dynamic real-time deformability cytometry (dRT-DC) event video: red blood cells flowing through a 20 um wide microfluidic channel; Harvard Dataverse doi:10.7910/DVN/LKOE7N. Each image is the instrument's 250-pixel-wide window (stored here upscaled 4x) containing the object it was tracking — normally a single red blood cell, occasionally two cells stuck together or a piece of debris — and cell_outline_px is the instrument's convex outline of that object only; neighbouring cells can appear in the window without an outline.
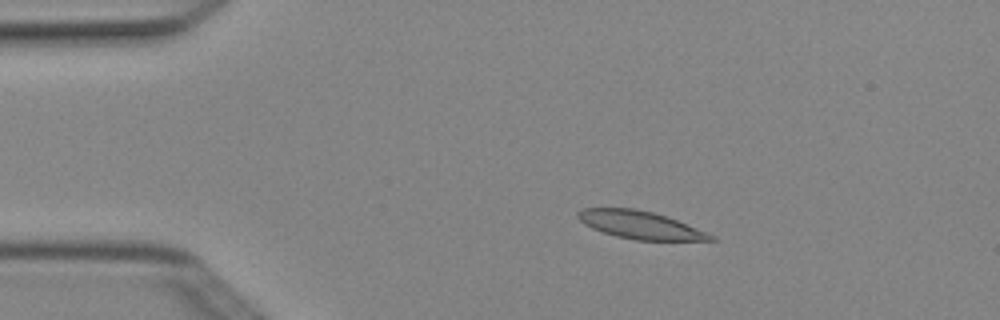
{"species": "Egyptian fruit bat (a non-hibernating species)", "species_latin": "Rousettus aegyptiacus", "temperature_condition": "cold", "stored_images_in_passage": 6, "camera_frame_rate_fps": 3000, "um_per_image_px": 0.085, "animal": {"sex": "female"}, "frame": {"image": 1, "passage_image": 3, "time_ms": 0.667, "image_size_px": [1000, 320], "cell_outline_px": [[716, 240], [636, 240], [616, 236], [592, 228], [584, 224], [576, 216], [576, 212], [584, 208], [632, 208], [652, 212], [668, 216], [716, 236]], "centroid_in_image_um": [54.41, 19.11], "position_along_channel_um": 30.6, "area_um2": 21.39}}
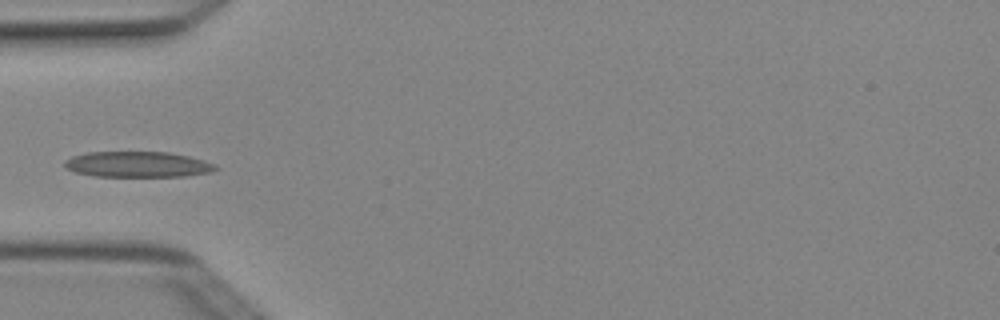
{"frame": {"image": 2, "passage_image": 5, "time_ms": 1.333, "image_size_px": [1000, 320], "cell_outline_px": [[220, 168], [212, 172], [184, 176], [92, 176], [76, 172], [68, 168], [64, 164], [64, 160], [72, 156], [88, 152], [168, 152], [188, 156], [204, 160], [216, 164]], "centroid_in_image_um": [11.74, 13.97], "position_along_channel_um": 73.3, "area_um2": 22.6}}
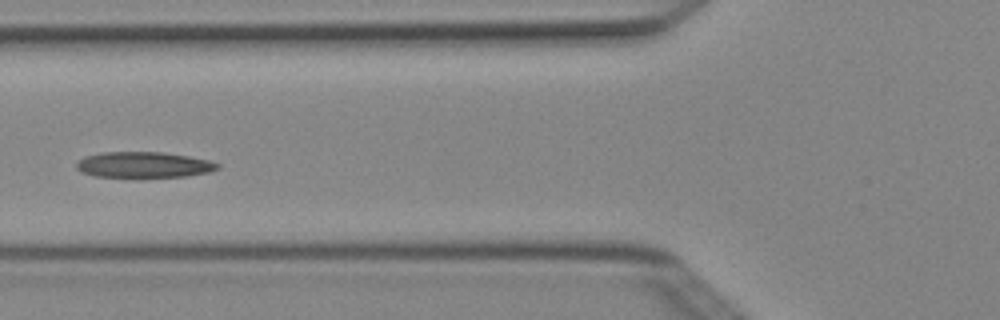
{"frame": {"image": 3, "passage_image": 6, "time_ms": 1.667, "image_size_px": [1000, 320], "cell_outline_px": [[220, 168], [208, 172], [188, 176], [96, 176], [80, 172], [76, 168], [76, 164], [84, 156], [104, 152], [160, 152], [188, 156], [208, 160], [220, 164]], "centroid_in_image_um": [12.22, 13.99], "position_along_channel_um": 113.6, "area_um2": 20.87}}